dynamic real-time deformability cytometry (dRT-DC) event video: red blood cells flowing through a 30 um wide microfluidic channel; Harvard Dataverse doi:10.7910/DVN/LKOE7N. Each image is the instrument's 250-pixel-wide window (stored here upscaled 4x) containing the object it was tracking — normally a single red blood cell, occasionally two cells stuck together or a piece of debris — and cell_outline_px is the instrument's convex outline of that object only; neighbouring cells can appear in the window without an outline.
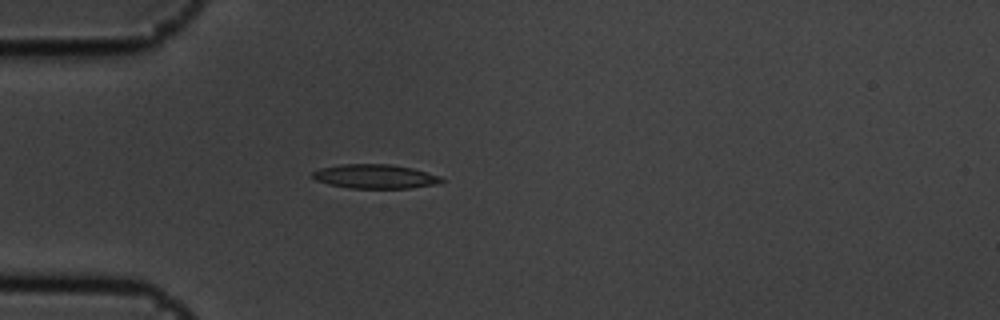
{"species": "common noctule bat (a hibernating species)", "species_latin": "Nyctalus noctula", "temperature_condition": "cold", "stored_images_in_passage": 4, "camera_frame_rate_fps": 3000, "um_per_image_px": 0.085, "animal": {"sex": "male", "body_mass_g": 19.5, "forearm_length_mm": 54.6}, "frame": {"image": 1, "passage_image": 4, "time_ms": 1.0, "image_size_px": [1000, 320], "cell_outline_px": [[444, 180], [440, 184], [408, 188], [348, 188], [328, 184], [316, 180], [308, 176], [312, 172], [320, 168], [340, 164], [392, 164], [412, 168], [444, 176]], "centroid_in_image_um": [31.9, 14.99], "position_along_channel_um": 53.1, "area_um2": 18.5}}